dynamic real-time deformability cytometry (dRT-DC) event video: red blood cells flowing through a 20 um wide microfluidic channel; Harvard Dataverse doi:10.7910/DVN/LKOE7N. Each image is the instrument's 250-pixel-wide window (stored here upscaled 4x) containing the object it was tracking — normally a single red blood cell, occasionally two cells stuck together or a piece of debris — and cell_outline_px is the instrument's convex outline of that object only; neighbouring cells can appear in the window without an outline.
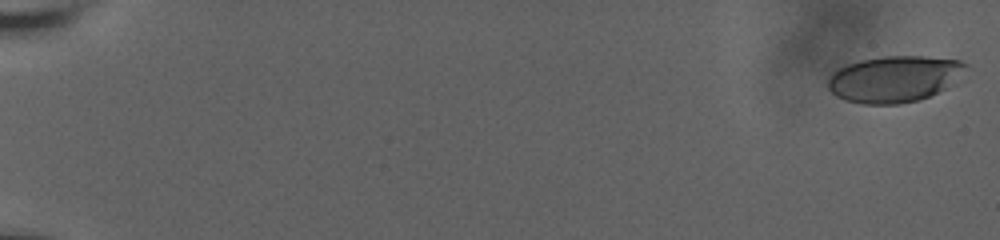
{"species": "human", "species_latin": "Homo sapiens", "temperature_condition": "room temperature", "stored_images_in_passage": 61, "camera_frame_rate_fps": 3000, "um_per_image_px": 0.085, "donor": {"sex": "male"}, "frame": {"image": 1, "passage_image": 2, "time_ms": 0.333, "image_size_px": [1000, 240], "cell_outline_px": [[968, 64], [956, 84], [928, 96], [916, 100], [900, 104], [864, 104], [844, 100], [836, 96], [828, 88], [828, 80], [840, 68], [848, 64], [860, 60], [880, 56], [924, 56], [960, 60]], "centroid_in_image_um": [76.06, 6.71], "position_along_channel_um": 8.9, "area_um2": 37.22}}
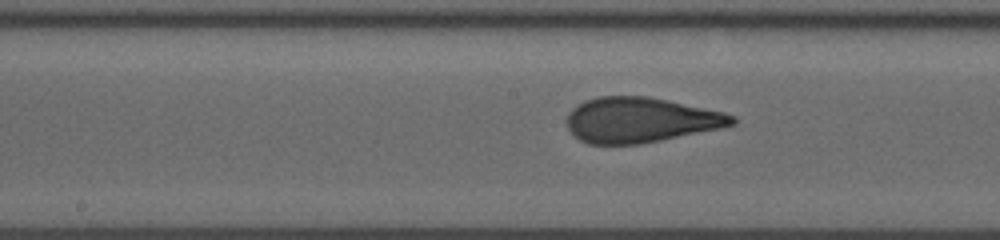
{"frame": {"image": 2, "passage_image": 35, "time_ms": 11.333, "image_size_px": [1000, 240], "cell_outline_px": [[736, 124], [720, 128], [640, 144], [588, 144], [580, 140], [568, 128], [564, 120], [568, 112], [572, 108], [584, 100], [600, 96], [648, 96], [668, 100], [724, 112], [732, 116], [736, 120]], "centroid_in_image_um": [54.39, 10.19], "position_along_channel_um": 193.8, "area_um2": 43.47}}
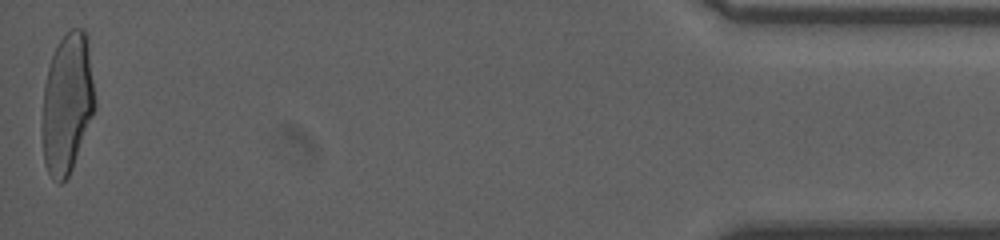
{"frame": {"image": 3, "passage_image": 61, "time_ms": 20.0, "image_size_px": [1000, 240], "cell_outline_px": [[96, 108], [72, 168], [68, 176], [60, 184], [52, 180], [44, 164], [40, 128], [44, 84], [48, 68], [52, 56], [60, 40], [72, 28], [84, 28], [88, 36], [96, 100]], "centroid_in_image_um": [5.7, 8.8], "position_along_channel_um": 429.5, "area_um2": 43.93}, "authors_computed_cell_mechanics": {"area_um2": 42.483, "velocity_mm_per_s": 3.6723, "shape_relaxation_time_tau1_ms": 6.461, "shape_relaxation_time_tau2_ms": 0.7237, "deformation_change_tau1": 0.2115, "deformation_change_tau2": 0.085}}